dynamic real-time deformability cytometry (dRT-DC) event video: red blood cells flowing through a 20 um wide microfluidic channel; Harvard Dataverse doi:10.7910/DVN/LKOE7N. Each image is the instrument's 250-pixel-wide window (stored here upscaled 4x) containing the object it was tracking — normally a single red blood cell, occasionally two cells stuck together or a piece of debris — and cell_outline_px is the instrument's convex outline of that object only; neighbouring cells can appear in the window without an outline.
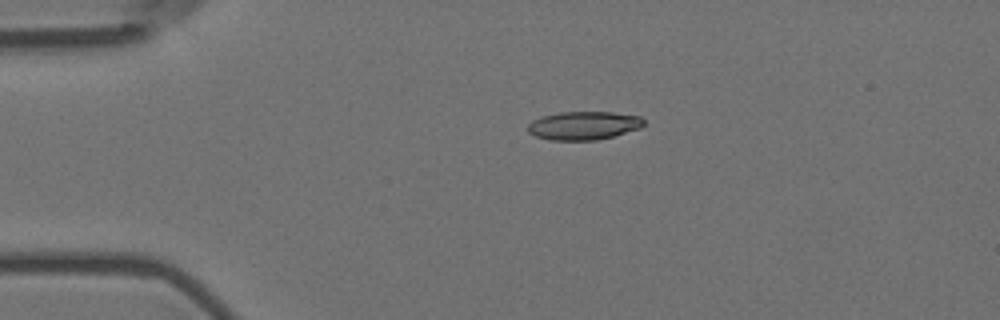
{"species": "Egyptian fruit bat (a non-hibernating species)", "species_latin": "Rousettus aegyptiacus", "temperature_condition": "room temperature", "stored_images_in_passage": 2, "camera_frame_rate_fps": 3000, "um_per_image_px": 0.085, "animal": {"sex": "female"}, "frame": {"image": 1, "passage_image": 1, "time_ms": 0.0, "image_size_px": [1000, 320], "cell_outline_px": [[644, 124], [640, 128], [612, 136], [596, 140], [548, 140], [536, 136], [528, 132], [528, 124], [532, 120], [540, 116], [560, 112], [612, 112], [640, 116], [644, 120]], "centroid_in_image_um": [49.58, 10.66], "position_along_channel_um": 35.4, "area_um2": 19.19}}